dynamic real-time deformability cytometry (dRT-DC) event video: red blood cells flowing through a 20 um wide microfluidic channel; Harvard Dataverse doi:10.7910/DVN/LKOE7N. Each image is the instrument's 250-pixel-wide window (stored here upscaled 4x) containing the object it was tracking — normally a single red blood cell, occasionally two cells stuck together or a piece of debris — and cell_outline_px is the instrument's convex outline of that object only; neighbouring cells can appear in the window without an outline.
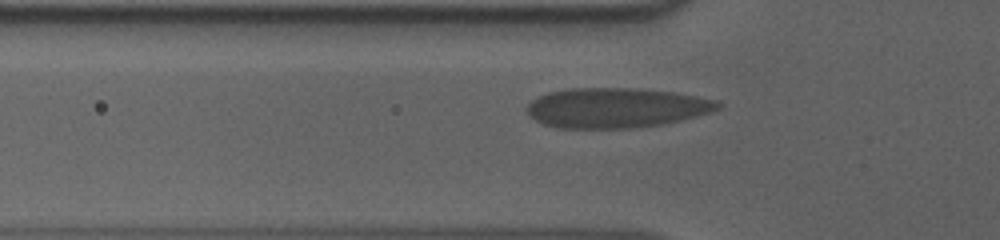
{"species": "human", "species_latin": "Homo sapiens", "temperature_condition": "cold", "stored_images_in_passage": 38, "camera_frame_rate_fps": 3000, "um_per_image_px": 0.085, "donor": {"sex": "male"}, "frame": {"image": 1, "passage_image": 5, "time_ms": 1.333, "image_size_px": [1000, 240], "cell_outline_px": [[724, 104], [720, 108], [696, 116], [664, 124], [632, 128], [556, 128], [544, 124], [536, 120], [524, 108], [532, 100], [548, 92], [568, 88], [628, 88], [676, 92], [716, 100]], "centroid_in_image_um": [52.37, 9.16], "position_along_channel_um": 73.4, "area_um2": 44.39}}
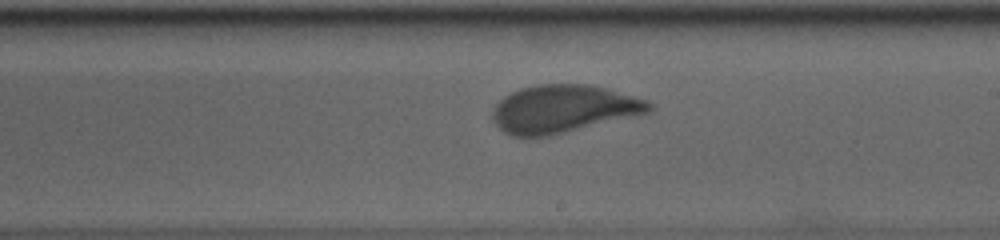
{"frame": {"image": 2, "passage_image": 19, "time_ms": 6.0, "image_size_px": [1000, 240], "cell_outline_px": [[656, 108], [652, 112], [552, 136], [512, 136], [504, 132], [492, 120], [492, 112], [496, 104], [504, 96], [520, 88], [536, 84], [588, 84], [608, 88], [648, 100]], "centroid_in_image_um": [47.93, 9.25], "position_along_channel_um": 241.1, "area_um2": 44.1}}
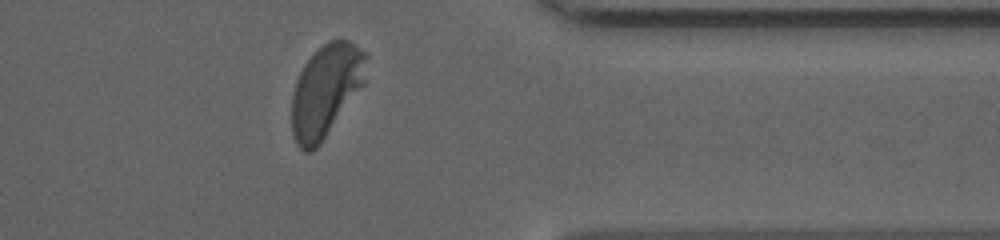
{"frame": {"image": 3, "passage_image": 32, "time_ms": 10.333, "image_size_px": [1000, 240], "cell_outline_px": [[368, 56], [364, 84], [320, 144], [312, 152], [304, 152], [296, 144], [292, 136], [292, 92], [296, 80], [304, 64], [328, 40], [348, 40], [356, 44]], "centroid_in_image_um": [27.69, 7.72], "position_along_channel_um": 383.7, "area_um2": 40.0}, "authors_computed_cell_mechanics": {"area_um2": 43.2344, "velocity_mm_per_s": 3.5946, "shape_relaxation_time_tau1_ms": 5.9527, "shape_relaxation_time_tau2_ms": null, "deformation_change_tau1": 0.1883, "deformation_change_tau2": null}}